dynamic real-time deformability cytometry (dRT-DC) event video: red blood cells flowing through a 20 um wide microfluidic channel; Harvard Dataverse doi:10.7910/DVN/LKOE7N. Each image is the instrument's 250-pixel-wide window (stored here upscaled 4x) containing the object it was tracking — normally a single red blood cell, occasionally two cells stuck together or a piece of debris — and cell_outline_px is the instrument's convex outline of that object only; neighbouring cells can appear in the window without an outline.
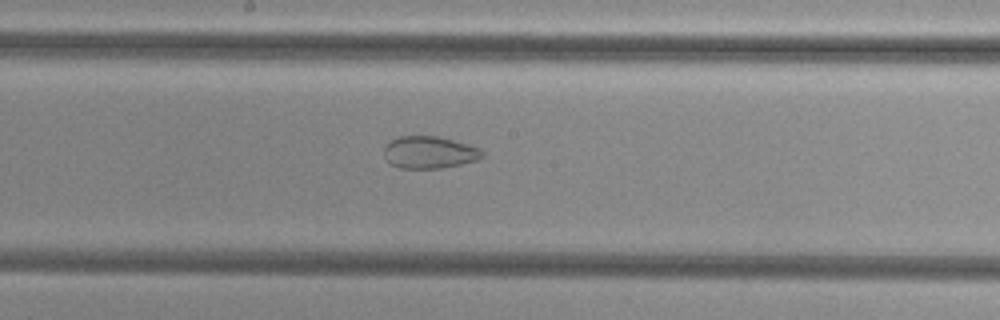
{"species": "common noctule bat (a hibernating species)", "species_latin": "Nyctalus noctula", "temperature_condition": "cold", "stored_images_in_passage": 53, "camera_frame_rate_fps": 3000, "um_per_image_px": 0.085, "animal": {"sex": "female", "body_mass_g": 29.2, "forearm_length_mm": 56.3}, "frame": {"image": 1, "passage_image": 29, "time_ms": 9.333, "image_size_px": [1000, 320], "cell_outline_px": [[484, 156], [476, 160], [460, 164], [440, 168], [400, 168], [388, 164], [384, 156], [384, 148], [392, 140], [400, 136], [440, 136], [468, 144], [480, 148], [484, 152]], "centroid_in_image_um": [36.49, 12.95], "position_along_channel_um": 211.7, "area_um2": 18.5}}
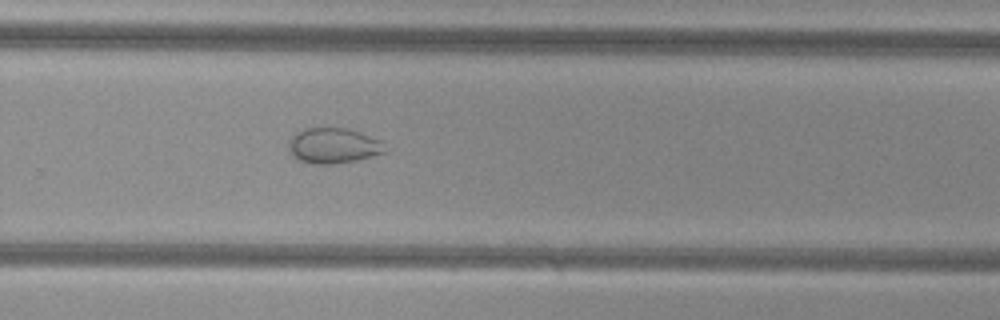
{"frame": {"image": 2, "passage_image": 36, "time_ms": 11.667, "image_size_px": [1000, 320], "cell_outline_px": [[392, 148], [384, 152], [360, 160], [332, 164], [312, 164], [300, 160], [292, 156], [288, 148], [288, 140], [296, 132], [304, 128], [348, 128], [380, 140]], "centroid_in_image_um": [28.36, 12.39], "position_along_channel_um": 301.4, "area_um2": 20.23}}
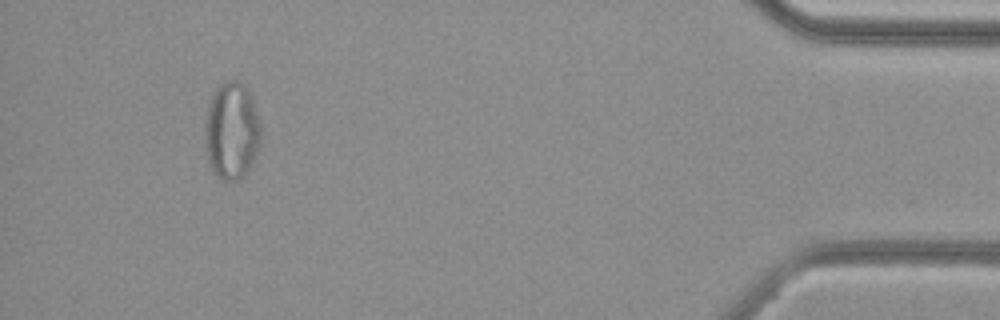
{"frame": {"image": 3, "passage_image": 50, "time_ms": 16.333, "image_size_px": [1000, 320], "cell_outline_px": [[260, 140], [256, 152], [244, 176], [236, 180], [224, 180], [212, 172], [208, 160], [204, 140], [204, 120], [208, 104], [216, 88], [224, 80], [240, 80], [248, 88], [252, 100], [260, 128]], "centroid_in_image_um": [19.64, 11.09], "position_along_channel_um": 415.6, "area_um2": 31.67}, "authors_computed_cell_mechanics": {"area_um2": 29.1312, "velocity_mm_per_s": 3.8469, "shape_relaxation_time_tau1_ms": null, "shape_relaxation_time_tau2_ms": 1.4377, "deformation_change_tau1": null, "deformation_change_tau2": 0.0615}}